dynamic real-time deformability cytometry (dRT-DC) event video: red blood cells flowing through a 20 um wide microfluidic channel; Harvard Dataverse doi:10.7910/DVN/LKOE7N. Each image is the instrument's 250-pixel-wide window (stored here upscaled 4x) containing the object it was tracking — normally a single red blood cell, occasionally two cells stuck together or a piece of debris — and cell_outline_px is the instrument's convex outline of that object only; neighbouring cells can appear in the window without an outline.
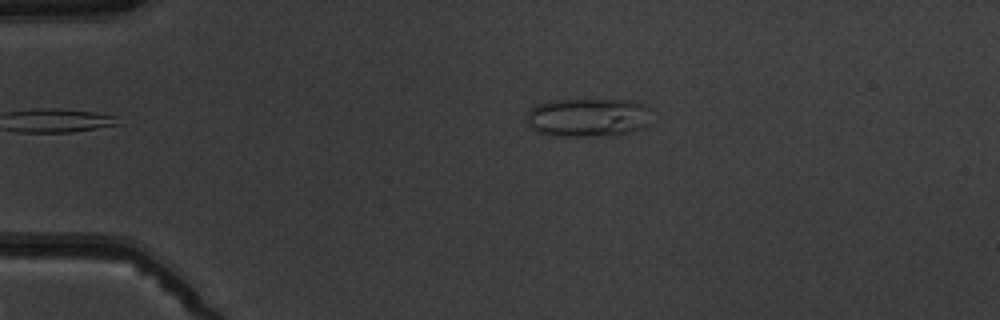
{"species": "common noctule bat (a hibernating species)", "species_latin": "Nyctalus noctula", "temperature_condition": "warm", "stored_images_in_passage": 2, "camera_frame_rate_fps": 3000, "um_per_image_px": 0.085, "animal": {"sex": "male", "body_mass_g": 19.5, "forearm_length_mm": 54.6}, "frame": {"image": 1, "passage_image": 2, "time_ms": 1.0, "image_size_px": [1000, 320], "cell_outline_px": [[652, 108], [644, 124], [640, 128], [632, 132], [616, 136], [552, 136], [536, 132], [528, 124], [524, 116], [536, 104], [548, 100], [628, 100]], "centroid_in_image_um": [49.91, 9.99], "position_along_channel_um": 35.1, "area_um2": 28.38}}